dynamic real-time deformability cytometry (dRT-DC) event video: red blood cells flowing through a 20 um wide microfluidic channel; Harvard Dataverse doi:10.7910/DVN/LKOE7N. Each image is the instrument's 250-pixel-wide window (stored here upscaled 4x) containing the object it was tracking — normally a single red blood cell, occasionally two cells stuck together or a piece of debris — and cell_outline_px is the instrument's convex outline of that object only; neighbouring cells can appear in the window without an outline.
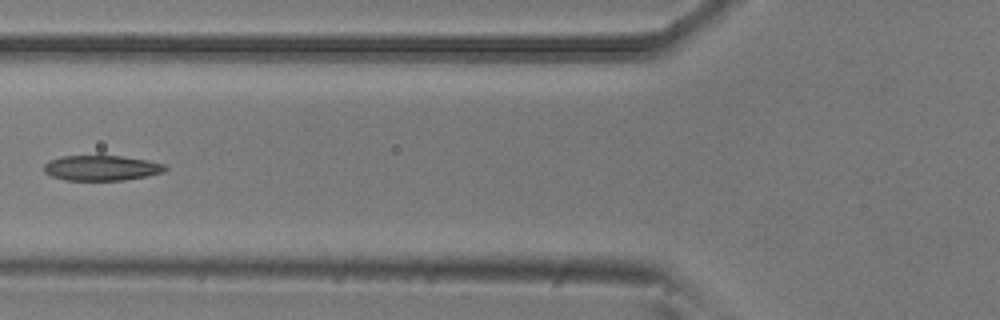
{"species": "common noctule bat (a hibernating species)", "species_latin": "Nyctalus noctula", "temperature_condition": "room temperature", "stored_images_in_passage": 6, "camera_frame_rate_fps": 3000, "um_per_image_px": 0.085, "animal": {"sex": "male", "body_mass_g": 20.5, "forearm_length_mm": 52.5}, "frame": {"image": 1, "passage_image": 6, "time_ms": 1.667, "image_size_px": [1000, 320], "cell_outline_px": [[168, 168], [164, 172], [148, 176], [124, 180], [64, 180], [52, 176], [44, 172], [44, 164], [48, 160], [60, 156], [120, 156], [148, 160], [168, 164]], "centroid_in_image_um": [8.66, 14.27], "position_along_channel_um": 117.1, "area_um2": 18.03}}